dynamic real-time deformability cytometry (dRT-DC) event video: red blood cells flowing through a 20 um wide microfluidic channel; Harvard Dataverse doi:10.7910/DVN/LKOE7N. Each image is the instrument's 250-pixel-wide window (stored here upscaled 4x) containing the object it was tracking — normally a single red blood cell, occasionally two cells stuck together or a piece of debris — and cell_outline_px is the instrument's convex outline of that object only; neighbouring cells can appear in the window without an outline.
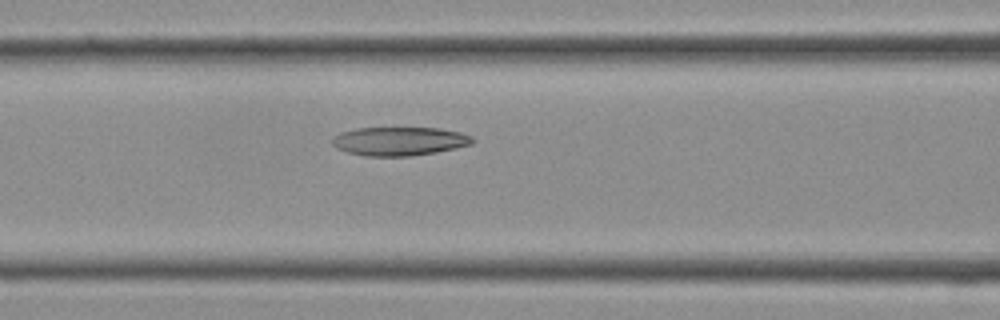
{"species": "Egyptian fruit bat (a non-hibernating species)", "species_latin": "Rousettus aegyptiacus", "temperature_condition": "cold", "stored_images_in_passage": 16, "camera_frame_rate_fps": 3000, "um_per_image_px": 0.085, "frame": {"image": 1, "passage_image": 12, "time_ms": 3.667, "image_size_px": [1000, 320], "cell_outline_px": [[476, 140], [472, 144], [456, 148], [436, 152], [412, 156], [364, 156], [348, 152], [336, 148], [332, 144], [332, 140], [340, 132], [356, 128], [440, 128], [460, 132], [472, 136]], "centroid_in_image_um": [33.97, 12.0], "position_along_channel_um": 132.6, "area_um2": 23.52}}
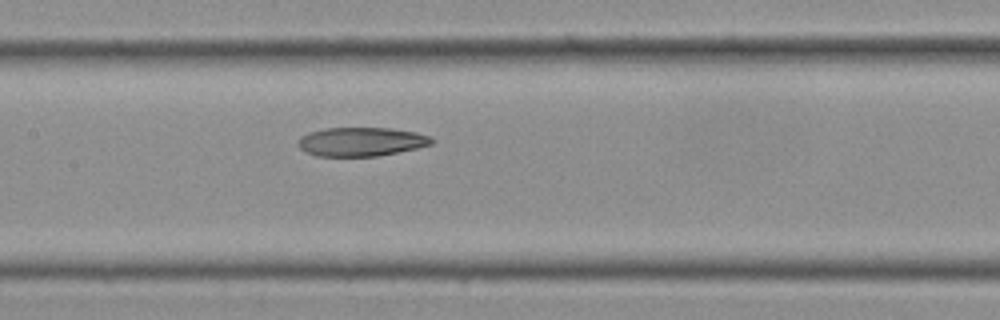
{"frame": {"image": 2, "passage_image": 14, "time_ms": 4.333, "image_size_px": [1000, 320], "cell_outline_px": [[436, 140], [432, 144], [416, 148], [376, 156], [316, 156], [304, 152], [296, 144], [296, 140], [300, 136], [308, 132], [324, 128], [392, 128], [416, 132], [432, 136]], "centroid_in_image_um": [30.67, 12.04], "position_along_channel_um": 176.7, "area_um2": 22.77}}
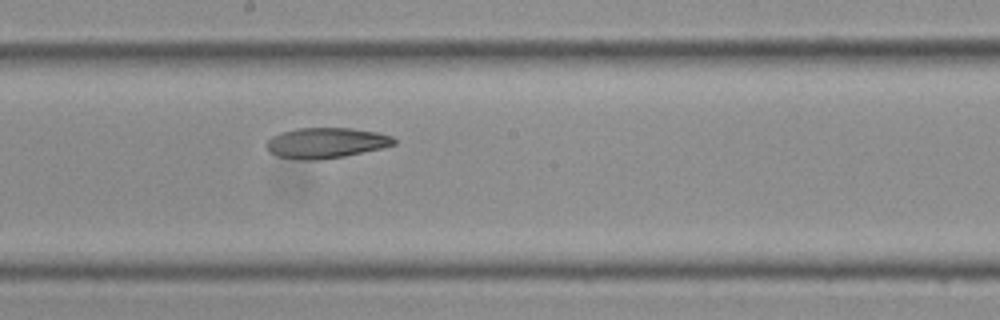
{"frame": {"image": 3, "passage_image": 16, "time_ms": 5.0, "image_size_px": [1000, 320], "cell_outline_px": [[396, 144], [380, 148], [344, 156], [320, 160], [300, 160], [276, 156], [268, 152], [264, 144], [272, 136], [280, 132], [296, 128], [352, 128], [376, 132], [392, 136], [396, 140]], "centroid_in_image_um": [27.65, 12.15], "position_along_channel_um": 220.6, "area_um2": 22.83}}